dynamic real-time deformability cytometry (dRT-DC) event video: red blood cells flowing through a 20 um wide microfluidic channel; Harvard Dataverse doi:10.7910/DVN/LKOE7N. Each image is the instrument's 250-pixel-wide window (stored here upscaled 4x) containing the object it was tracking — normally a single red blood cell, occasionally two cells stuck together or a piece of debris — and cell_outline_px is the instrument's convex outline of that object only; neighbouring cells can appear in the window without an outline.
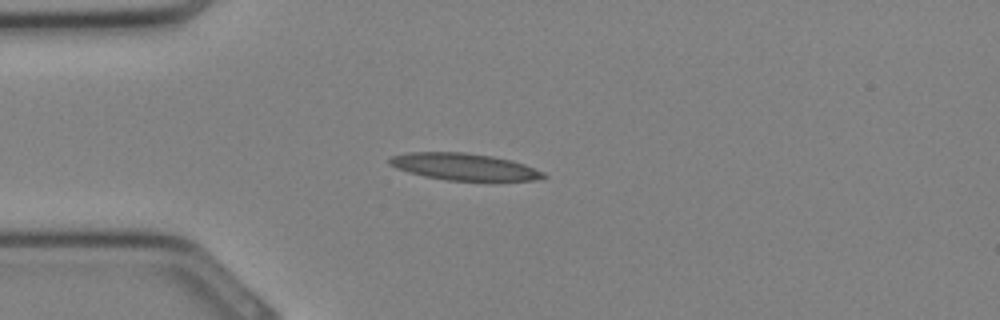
{"species": "Egyptian fruit bat (a non-hibernating species)", "species_latin": "Rousettus aegyptiacus", "temperature_condition": "cold", "stored_images_in_passage": 25, "camera_frame_rate_fps": 3000, "um_per_image_px": 0.085, "animal": {"sex": "female"}, "frame": {"image": 1, "passage_image": 1, "time_ms": 0.0, "image_size_px": [1000, 320], "cell_outline_px": [[548, 176], [532, 180], [448, 180], [424, 176], [408, 172], [396, 168], [388, 164], [388, 156], [404, 152], [464, 152], [492, 156], [512, 160], [524, 164], [544, 172]], "centroid_in_image_um": [39.37, 14.15], "position_along_channel_um": 45.6, "area_um2": 24.1}}
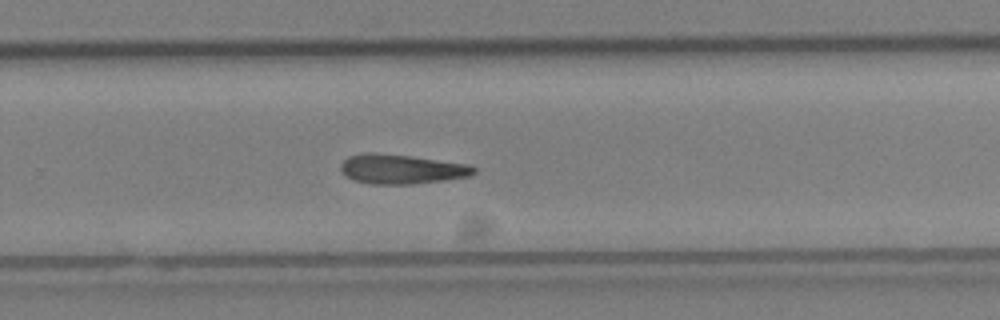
{"frame": {"image": 2, "passage_image": 14, "time_ms": 4.333, "image_size_px": [1000, 320], "cell_outline_px": [[476, 172], [468, 176], [444, 180], [412, 184], [372, 184], [356, 180], [344, 176], [340, 168], [340, 164], [348, 156], [368, 152], [372, 152], [412, 156], [468, 164], [476, 168]], "centroid_in_image_um": [34.1, 14.37], "position_along_channel_um": 295.7, "area_um2": 22.89}}
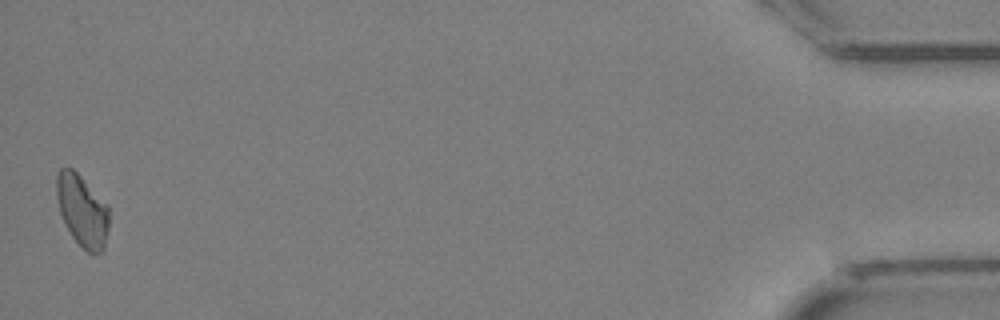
{"frame": {"image": 3, "passage_image": 25, "time_ms": 8.0, "image_size_px": [1000, 320], "cell_outline_px": [[108, 228], [104, 248], [100, 252], [88, 252], [72, 236], [60, 212], [56, 196], [56, 176], [60, 168], [72, 168], [108, 204]], "centroid_in_image_um": [6.99, 17.87], "position_along_channel_um": 428.2, "area_um2": 21.56}}